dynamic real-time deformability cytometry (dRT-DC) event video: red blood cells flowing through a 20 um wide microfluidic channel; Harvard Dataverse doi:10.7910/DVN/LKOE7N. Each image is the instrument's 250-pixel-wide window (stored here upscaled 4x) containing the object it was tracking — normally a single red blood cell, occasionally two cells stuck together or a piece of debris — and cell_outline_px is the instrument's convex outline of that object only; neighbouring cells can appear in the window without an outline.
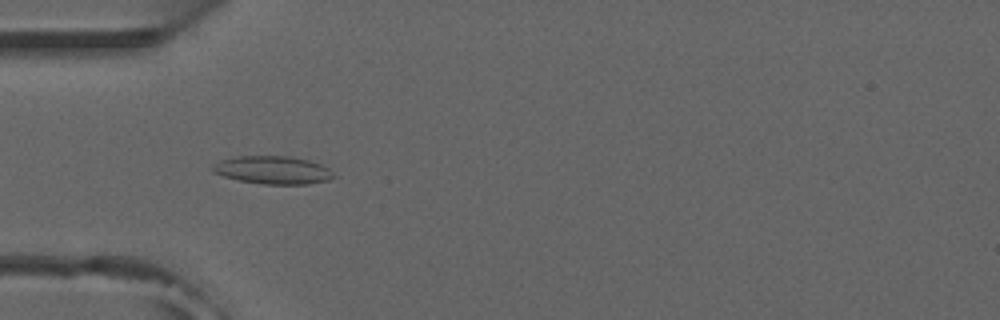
{"species": "common noctule bat (a hibernating species)", "species_latin": "Nyctalus noctula", "temperature_condition": "room temperature", "stored_images_in_passage": 52, "camera_frame_rate_fps": 3000, "um_per_image_px": 0.085, "animal": {"sex": "male", "forearm_length_mm": 52.5}, "frame": {"image": 1, "passage_image": 16, "time_ms": 5.0, "image_size_px": [1000, 320], "cell_outline_px": [[336, 176], [328, 180], [308, 184], [264, 184], [240, 180], [224, 176], [212, 172], [212, 164], [220, 160], [232, 156], [288, 156], [308, 160], [320, 164], [328, 168]], "centroid_in_image_um": [23.16, 14.44], "position_along_channel_um": 61.8, "area_um2": 19.71}}
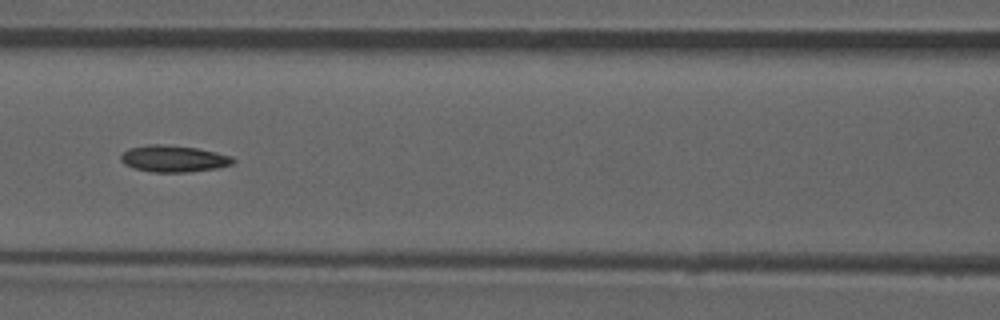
{"frame": {"image": 2, "passage_image": 23, "time_ms": 7.333, "image_size_px": [1000, 320], "cell_outline_px": [[236, 160], [232, 164], [216, 168], [188, 172], [152, 172], [132, 168], [124, 164], [120, 160], [120, 156], [128, 148], [148, 144], [160, 144], [196, 148], [216, 152], [232, 156]], "centroid_in_image_um": [14.73, 13.49], "position_along_channel_um": 151.9, "area_um2": 17.46}}